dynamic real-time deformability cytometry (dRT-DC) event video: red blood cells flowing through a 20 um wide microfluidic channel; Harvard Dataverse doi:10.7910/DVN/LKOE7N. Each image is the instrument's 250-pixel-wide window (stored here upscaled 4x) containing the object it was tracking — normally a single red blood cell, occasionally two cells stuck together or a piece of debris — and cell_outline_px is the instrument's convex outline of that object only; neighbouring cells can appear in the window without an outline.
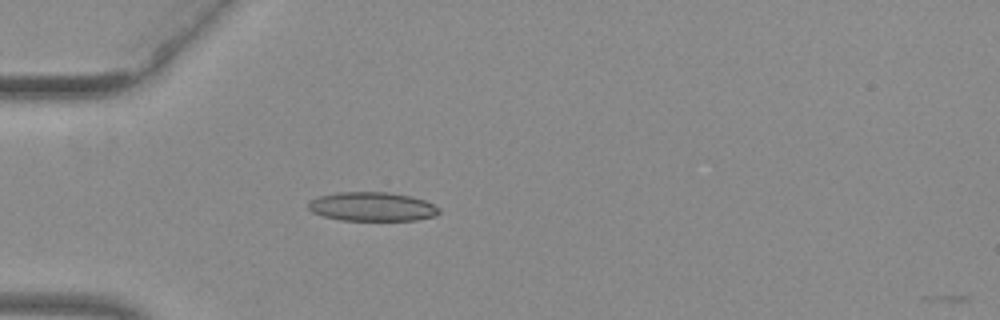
{"species": "common noctule bat (a hibernating species)", "species_latin": "Nyctalus noctula", "temperature_condition": "warm", "stored_images_in_passage": 2, "camera_frame_rate_fps": 3000, "um_per_image_px": 0.085, "animal": {"sex": "female", "body_mass_g": 29.2, "forearm_length_mm": 56.3}, "frame": {"image": 1, "passage_image": 1, "time_ms": 0.0, "image_size_px": [1000, 320], "cell_outline_px": [[440, 212], [436, 216], [416, 220], [340, 220], [324, 216], [312, 212], [308, 208], [308, 200], [320, 196], [336, 192], [388, 192], [412, 196], [424, 200], [440, 208]], "centroid_in_image_um": [31.63, 17.56], "position_along_channel_um": 53.4, "area_um2": 22.2}}